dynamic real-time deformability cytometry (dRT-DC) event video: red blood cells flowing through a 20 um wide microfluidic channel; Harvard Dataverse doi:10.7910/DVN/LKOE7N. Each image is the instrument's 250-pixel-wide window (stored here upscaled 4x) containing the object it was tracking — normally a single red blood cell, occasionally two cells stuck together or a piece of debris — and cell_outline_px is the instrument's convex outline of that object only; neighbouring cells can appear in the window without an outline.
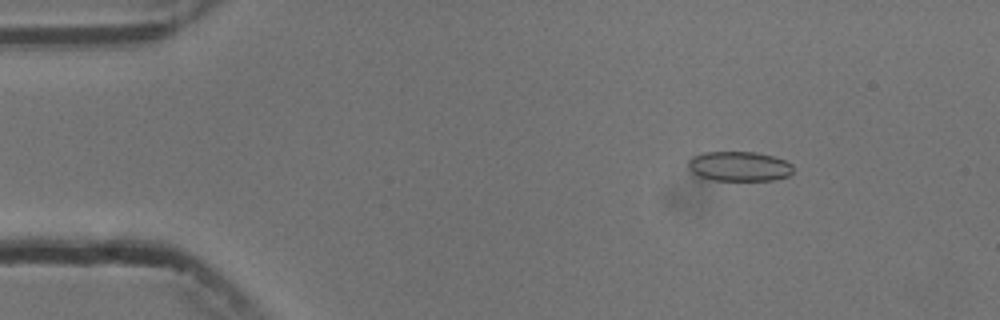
{"species": "common noctule bat (a hibernating species)", "species_latin": "Nyctalus noctula", "temperature_condition": "cold", "stored_images_in_passage": 5, "camera_frame_rate_fps": 3000, "um_per_image_px": 0.085, "animal": {"sex": "male", "body_mass_g": 13.3}, "frame": {"image": 1, "passage_image": 3, "time_ms": 2.333, "image_size_px": [1000, 320], "cell_outline_px": [[792, 172], [788, 176], [776, 180], [712, 180], [700, 176], [692, 172], [688, 168], [688, 160], [692, 156], [704, 152], [756, 152], [772, 156], [784, 160], [792, 164]], "centroid_in_image_um": [62.82, 14.13], "position_along_channel_um": 22.2, "area_um2": 18.21}}